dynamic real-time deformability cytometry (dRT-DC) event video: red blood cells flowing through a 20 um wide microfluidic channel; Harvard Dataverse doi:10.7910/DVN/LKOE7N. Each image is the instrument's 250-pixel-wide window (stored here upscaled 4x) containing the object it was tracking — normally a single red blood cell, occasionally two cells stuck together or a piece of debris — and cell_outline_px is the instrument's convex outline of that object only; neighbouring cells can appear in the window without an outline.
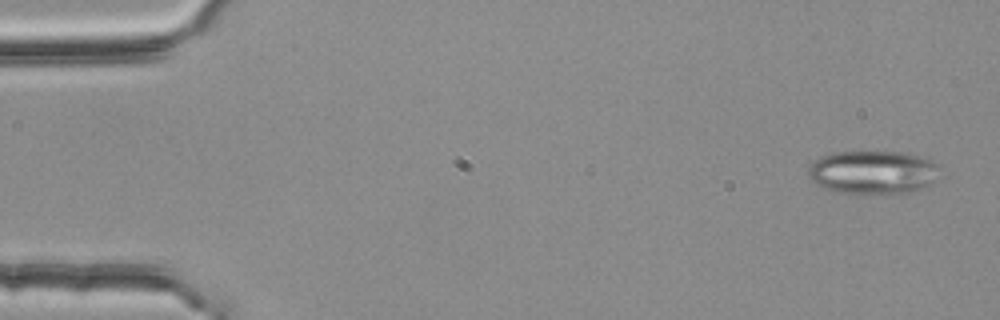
{"species": "common noctule bat (a hibernating species)", "species_latin": "Nyctalus noctula", "temperature_condition": "room temperature", "stored_images_in_passage": 54, "camera_frame_rate_fps": 3000, "um_per_image_px": 0.085, "animal": {"sex": "female", "body_mass_g": 25.1}, "frame": {"image": 1, "passage_image": 2, "time_ms": 0.333, "image_size_px": [1000, 320], "cell_outline_px": [[936, 180], [920, 188], [908, 192], [836, 192], [820, 188], [808, 176], [808, 164], [812, 160], [820, 156], [836, 152], [908, 152], [932, 160], [936, 164]], "centroid_in_image_um": [74.11, 14.61], "position_along_channel_um": 10.9, "area_um2": 32.95}}
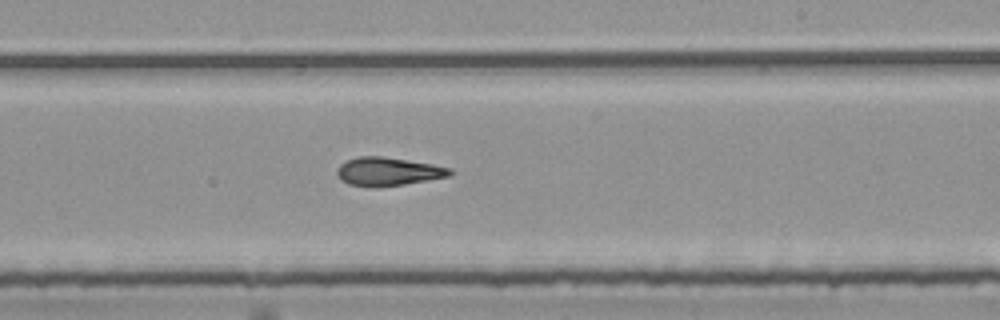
{"frame": {"image": 2, "passage_image": 32, "time_ms": 10.333, "image_size_px": [1000, 320], "cell_outline_px": [[452, 172], [448, 176], [428, 180], [404, 184], [348, 184], [340, 180], [336, 172], [340, 164], [348, 160], [360, 156], [380, 156], [432, 164], [452, 168]], "centroid_in_image_um": [33.0, 14.54], "position_along_channel_um": 256.0, "area_um2": 17.8}}
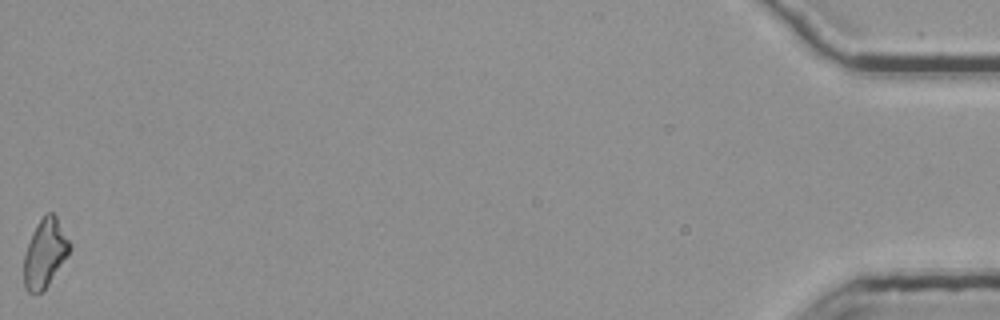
{"frame": {"image": 3, "passage_image": 54, "time_ms": 17.667, "image_size_px": [1000, 320], "cell_outline_px": [[72, 248], [48, 284], [40, 292], [28, 292], [24, 288], [24, 256], [32, 232], [44, 212], [52, 212], [56, 216], [72, 244]], "centroid_in_image_um": [3.82, 21.47], "position_along_channel_um": 431.4, "area_um2": 18.09}, "authors_computed_cell_mechanics": {"area_um2": 18.6405, "velocity_mm_per_s": 3.7805, "shape_relaxation_time_tau1_ms": null, "shape_relaxation_time_tau2_ms": 6.8933, "deformation_change_tau1": null, "deformation_change_tau2": 0.1568}}